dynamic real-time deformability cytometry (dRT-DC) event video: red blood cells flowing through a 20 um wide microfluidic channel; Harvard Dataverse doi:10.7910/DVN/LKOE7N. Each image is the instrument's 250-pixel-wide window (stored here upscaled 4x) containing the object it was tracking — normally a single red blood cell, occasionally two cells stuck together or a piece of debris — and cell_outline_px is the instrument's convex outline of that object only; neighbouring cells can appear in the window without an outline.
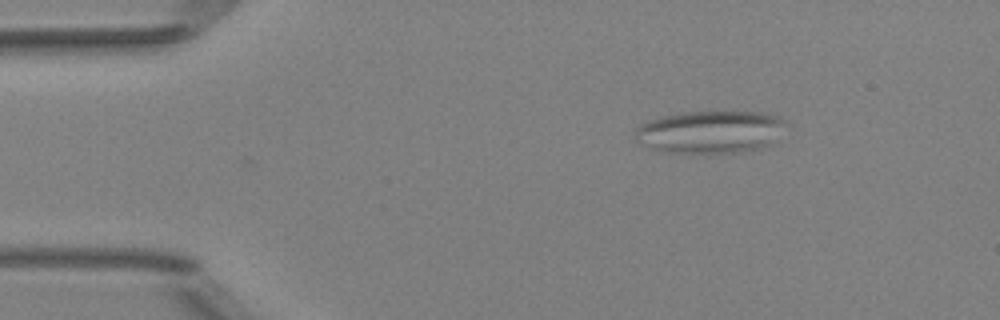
{"species": "Egyptian fruit bat (a non-hibernating species)", "species_latin": "Rousettus aegyptiacus", "temperature_condition": "room temperature", "stored_images_in_passage": 49, "camera_frame_rate_fps": 3000, "um_per_image_px": 0.085, "animal": {"sex": "female"}, "frame": {"image": 1, "passage_image": 6, "time_ms": 1.667, "image_size_px": [1000, 320], "cell_outline_px": [[788, 120], [768, 144], [756, 148], [740, 152], [704, 156], [668, 152], [652, 148], [636, 140], [632, 136], [632, 132], [640, 124], [664, 116], [688, 112], [764, 112], [780, 116]], "centroid_in_image_um": [60.31, 11.24], "position_along_channel_um": 24.7, "area_um2": 37.69}}
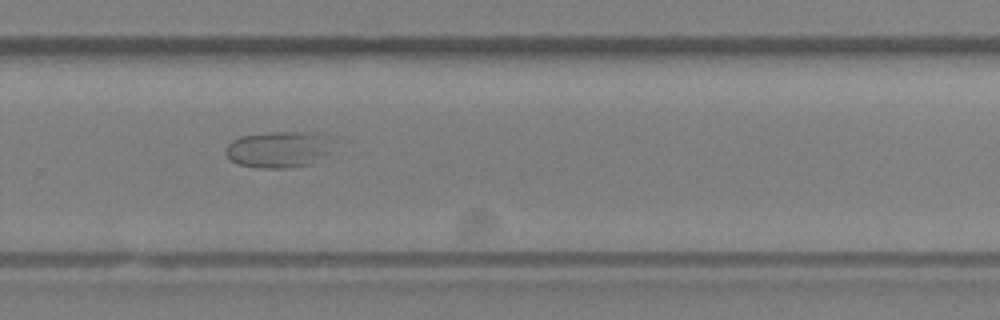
{"frame": {"image": 2, "passage_image": 33, "time_ms": 10.667, "image_size_px": [1000, 320], "cell_outline_px": [[328, 152], [308, 164], [288, 168], [260, 168], [240, 164], [232, 160], [224, 152], [228, 144], [232, 140], [240, 136], [268, 132], [304, 132], [324, 136]], "centroid_in_image_um": [23.53, 12.7], "position_along_channel_um": 306.3, "area_um2": 21.85}}
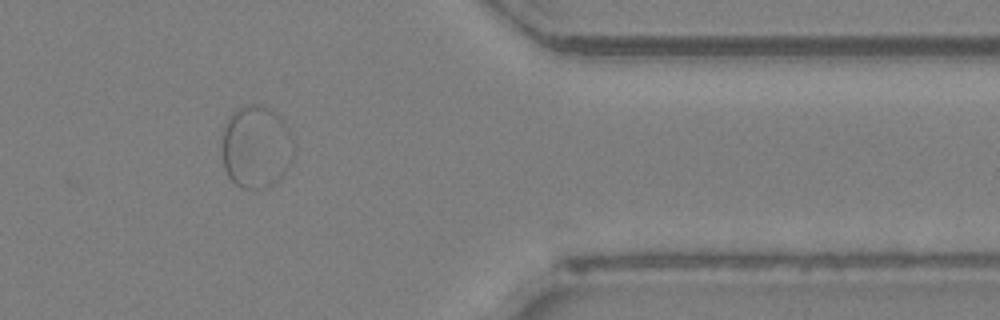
{"frame": {"image": 3, "passage_image": 41, "time_ms": 13.333, "image_size_px": [1000, 320], "cell_outline_px": [[296, 144], [292, 160], [284, 172], [272, 184], [264, 188], [244, 188], [236, 184], [228, 176], [224, 168], [224, 128], [228, 116], [236, 108], [248, 104], [264, 104], [276, 112], [284, 120]], "centroid_in_image_um": [21.81, 12.43], "position_along_channel_um": 389.6, "area_um2": 34.74}}